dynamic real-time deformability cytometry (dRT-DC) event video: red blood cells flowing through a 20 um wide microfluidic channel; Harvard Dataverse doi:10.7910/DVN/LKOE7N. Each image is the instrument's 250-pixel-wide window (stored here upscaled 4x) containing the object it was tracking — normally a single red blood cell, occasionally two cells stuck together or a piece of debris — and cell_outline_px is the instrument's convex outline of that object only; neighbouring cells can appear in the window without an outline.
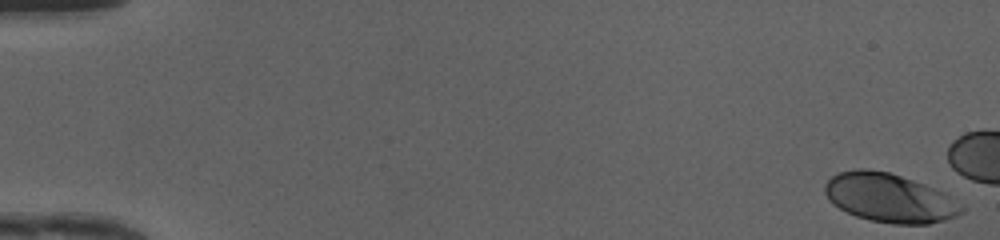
{"species": "human", "species_latin": "Homo sapiens", "temperature_condition": "cold", "stored_images_in_passage": 17, "camera_frame_rate_fps": 3000, "um_per_image_px": 0.085, "donor": {"sex": "female"}, "frame": {"image": 1, "passage_image": 1, "time_ms": 0.0, "image_size_px": [1000, 240], "cell_outline_px": [[964, 212], [956, 216], [944, 220], [928, 224], [892, 224], [872, 220], [856, 216], [832, 204], [828, 200], [824, 192], [824, 184], [832, 176], [840, 172], [856, 168], [864, 168], [888, 172], [924, 184], [944, 192], [964, 208]], "centroid_in_image_um": [75.58, 16.82], "position_along_channel_um": 9.4, "area_um2": 38.73}}